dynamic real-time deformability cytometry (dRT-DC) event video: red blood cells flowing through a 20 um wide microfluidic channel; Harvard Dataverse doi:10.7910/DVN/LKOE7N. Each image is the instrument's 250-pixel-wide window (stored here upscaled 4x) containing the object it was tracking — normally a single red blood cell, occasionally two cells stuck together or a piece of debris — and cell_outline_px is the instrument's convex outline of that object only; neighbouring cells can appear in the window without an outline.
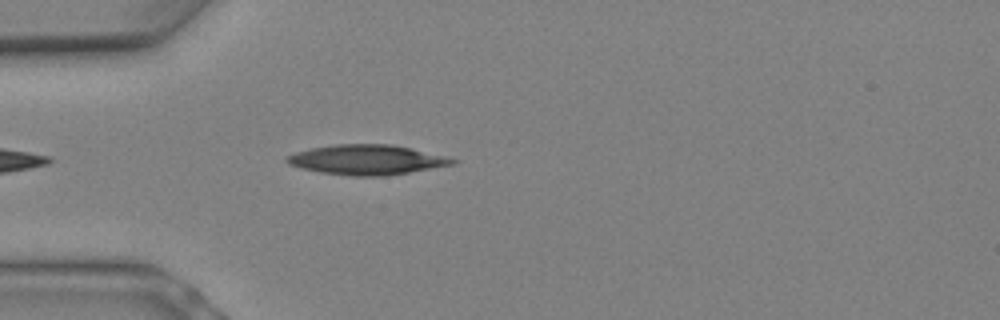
{"species": "Egyptian fruit bat (a non-hibernating species)", "species_latin": "Rousettus aegyptiacus", "temperature_condition": "warm", "stored_images_in_passage": 5, "camera_frame_rate_fps": 3000, "um_per_image_px": 0.085, "animal": {"sex": "female"}, "frame": {"image": 1, "passage_image": 2, "time_ms": 0.333, "image_size_px": [1000, 320], "cell_outline_px": [[460, 160], [456, 164], [384, 176], [352, 176], [320, 172], [300, 168], [288, 164], [284, 160], [284, 156], [296, 152], [312, 148], [332, 144], [392, 144], [412, 148]], "centroid_in_image_um": [31.15, 13.57], "position_along_channel_um": 53.8, "area_um2": 28.96}}
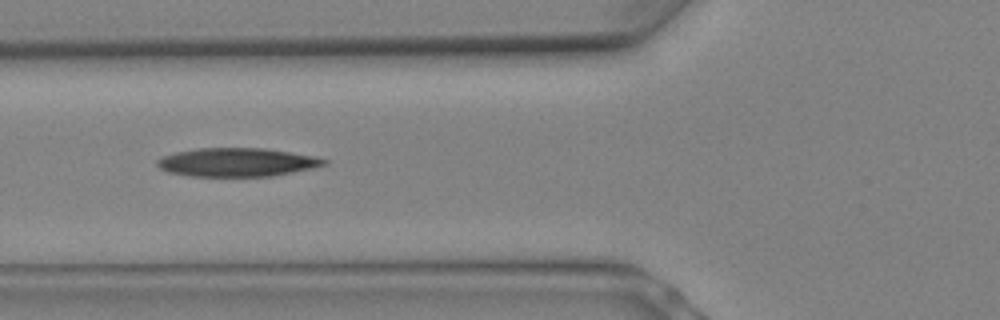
{"frame": {"image": 2, "passage_image": 4, "time_ms": 1.0, "image_size_px": [1000, 320], "cell_outline_px": [[328, 164], [312, 168], [272, 176], [188, 176], [168, 172], [160, 168], [156, 164], [156, 160], [160, 156], [176, 152], [200, 148], [264, 148], [316, 156], [328, 160]], "centroid_in_image_um": [20.13, 13.79], "position_along_channel_um": 105.7, "area_um2": 27.86}}